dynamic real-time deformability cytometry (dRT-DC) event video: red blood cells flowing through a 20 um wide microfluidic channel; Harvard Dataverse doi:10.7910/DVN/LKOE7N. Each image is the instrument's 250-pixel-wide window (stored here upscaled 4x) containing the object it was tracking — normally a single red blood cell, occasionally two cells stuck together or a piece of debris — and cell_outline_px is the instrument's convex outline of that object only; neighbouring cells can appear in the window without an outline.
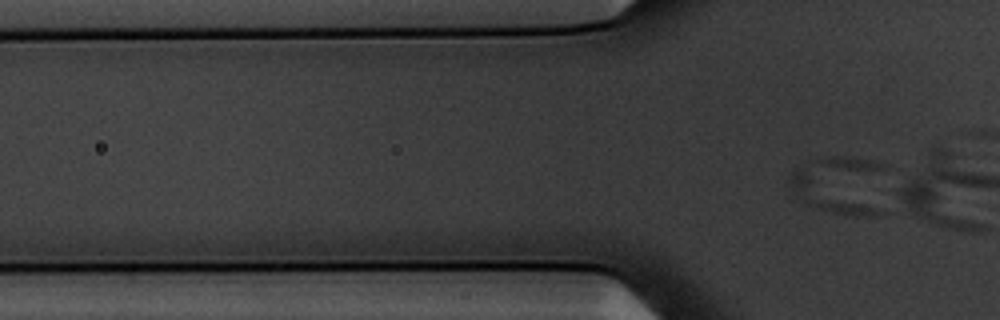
{"species": "common noctule bat (a hibernating species)", "species_latin": "Nyctalus noctula", "temperature_condition": "warm", "stored_images_in_passage": 3, "camera_frame_rate_fps": 3000, "um_per_image_px": 0.085, "animal": {"sex": "male", "body_mass_g": 20.1, "forearm_length_mm": 53.5}, "frame": {"image": 1, "passage_image": 3, "time_ms": 0.667, "image_size_px": [1000, 320], "cell_outline_px": [[884, 212], [868, 216], [856, 216], [836, 212], [820, 208], [808, 204], [800, 200], [796, 196], [788, 180], [788, 176], [796, 168], [808, 168]], "centroid_in_image_um": [70.36, 16.52], "position_along_channel_um": 55.4, "area_um2": 15.95}}